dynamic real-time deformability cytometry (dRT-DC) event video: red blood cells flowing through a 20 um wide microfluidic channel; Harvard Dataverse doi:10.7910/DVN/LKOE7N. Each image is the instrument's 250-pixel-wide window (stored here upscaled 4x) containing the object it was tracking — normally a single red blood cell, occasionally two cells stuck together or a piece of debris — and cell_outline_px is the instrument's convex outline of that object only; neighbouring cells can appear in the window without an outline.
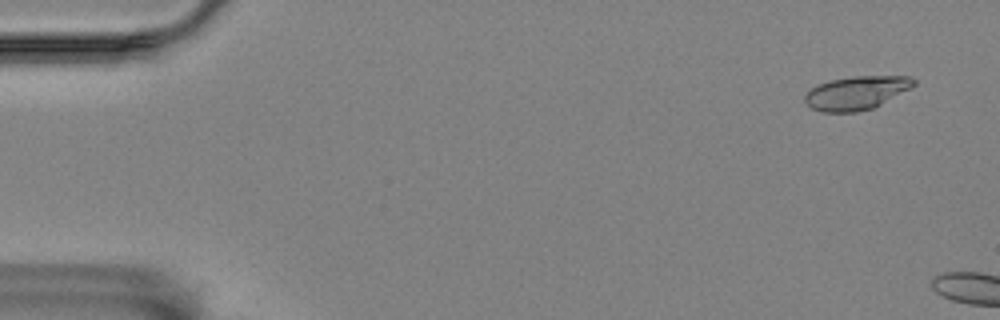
{"species": "Egyptian fruit bat (a non-hibernating species)", "species_latin": "Rousettus aegyptiacus", "temperature_condition": "room temperature", "stored_images_in_passage": 3, "camera_frame_rate_fps": 3000, "um_per_image_px": 0.085, "animal": {"sex": "female"}, "frame": {"image": 1, "passage_image": 1, "time_ms": 0.0, "image_size_px": [1000, 320], "cell_outline_px": [[916, 84], [872, 108], [856, 112], [824, 112], [812, 108], [804, 100], [804, 96], [812, 88], [820, 84], [832, 80], [852, 76], [912, 76], [916, 80]], "centroid_in_image_um": [72.79, 7.88], "position_along_channel_um": 12.2, "area_um2": 20.81}}